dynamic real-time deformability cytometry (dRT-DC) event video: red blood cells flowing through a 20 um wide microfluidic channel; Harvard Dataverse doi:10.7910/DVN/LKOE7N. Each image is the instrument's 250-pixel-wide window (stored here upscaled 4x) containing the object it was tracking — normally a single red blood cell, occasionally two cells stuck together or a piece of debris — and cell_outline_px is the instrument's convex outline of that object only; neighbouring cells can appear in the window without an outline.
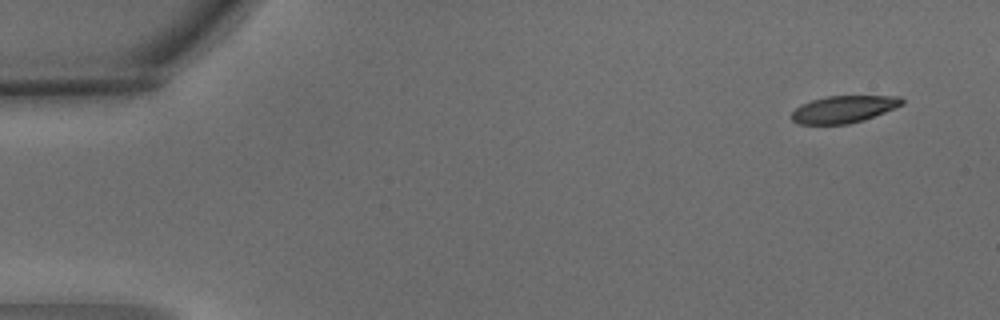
{"species": "common noctule bat (a hibernating species)", "species_latin": "Nyctalus noctula", "temperature_condition": "warm", "stored_images_in_passage": 4, "camera_frame_rate_fps": 3000, "um_per_image_px": 0.085, "animal": {"sex": "male", "body_mass_g": 15.6}, "frame": {"image": 1, "passage_image": 1, "time_ms": 0.0, "image_size_px": [1000, 320], "cell_outline_px": [[904, 104], [864, 120], [848, 124], [800, 124], [792, 120], [792, 112], [800, 104], [812, 100], [828, 96], [900, 96], [904, 100]], "centroid_in_image_um": [71.72, 9.28], "position_along_channel_um": 13.3, "area_um2": 17.34}}
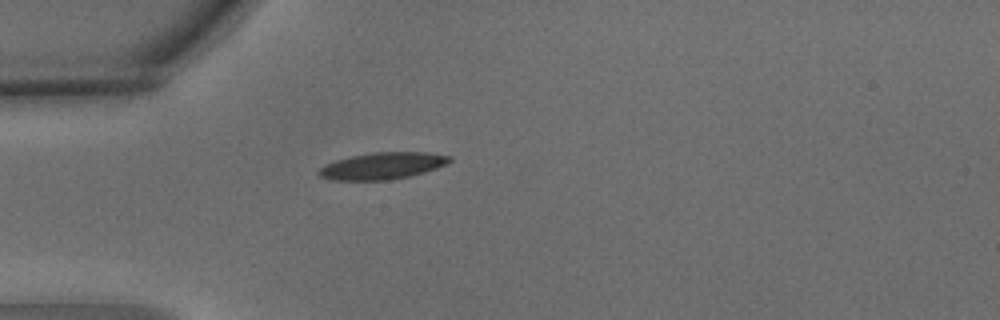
{"frame": {"image": 2, "passage_image": 4, "time_ms": 1.0, "image_size_px": [1000, 320], "cell_outline_px": [[452, 160], [436, 168], [424, 172], [408, 176], [388, 180], [328, 180], [320, 176], [316, 172], [324, 164], [336, 160], [352, 156], [372, 152], [424, 152], [452, 156]], "centroid_in_image_um": [32.46, 14.09], "position_along_channel_um": 52.5, "area_um2": 20.35}}